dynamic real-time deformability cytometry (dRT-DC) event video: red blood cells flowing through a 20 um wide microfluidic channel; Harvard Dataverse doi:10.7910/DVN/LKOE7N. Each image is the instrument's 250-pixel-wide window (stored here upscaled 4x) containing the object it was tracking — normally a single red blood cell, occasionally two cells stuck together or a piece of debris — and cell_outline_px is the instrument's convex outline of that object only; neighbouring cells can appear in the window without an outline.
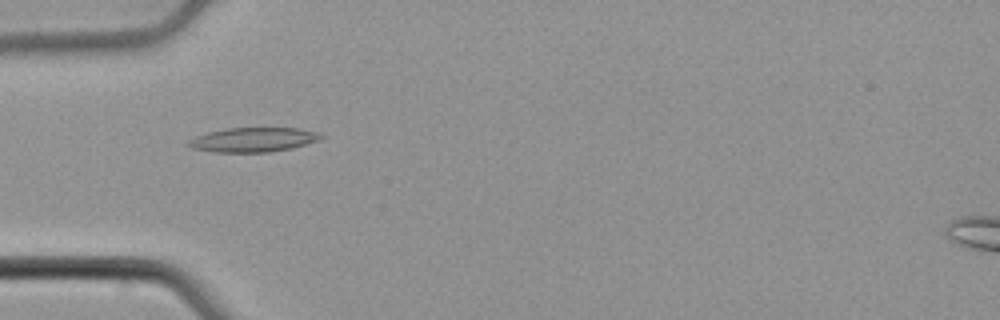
{"species": "common noctule bat (a hibernating species)", "species_latin": "Nyctalus noctula", "temperature_condition": "cold", "stored_images_in_passage": 46, "camera_frame_rate_fps": 3000, "um_per_image_px": 0.085, "animal": {"sex": "male", "body_mass_g": 21.5, "forearm_length_mm": 52.0}, "frame": {"image": 1, "passage_image": 9, "time_ms": 2.667, "image_size_px": [1000, 320], "cell_outline_px": [[324, 136], [320, 140], [292, 148], [268, 152], [216, 152], [192, 148], [184, 144], [188, 140], [196, 136], [208, 132], [228, 128], [300, 128], [316, 132]], "centroid_in_image_um": [21.51, 11.87], "position_along_channel_um": 63.5, "area_um2": 18.84}}
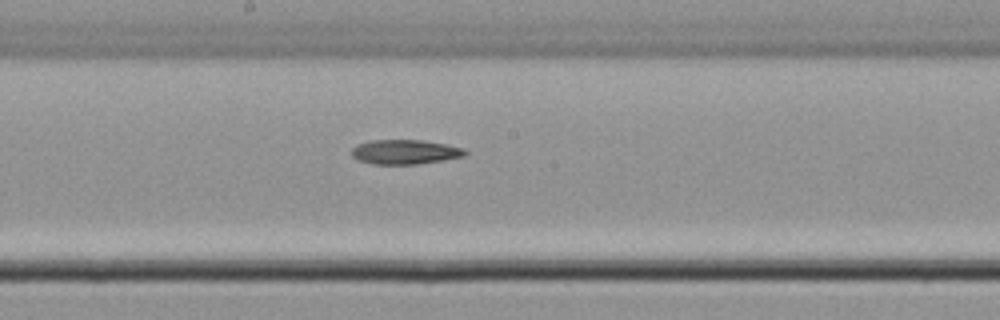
{"frame": {"image": 2, "passage_image": 21, "time_ms": 6.667, "image_size_px": [1000, 320], "cell_outline_px": [[468, 152], [464, 156], [444, 160], [416, 164], [372, 164], [356, 160], [352, 156], [352, 148], [356, 144], [368, 140], [424, 140], [464, 148]], "centroid_in_image_um": [34.39, 12.91], "position_along_channel_um": 213.8, "area_um2": 16.36}}
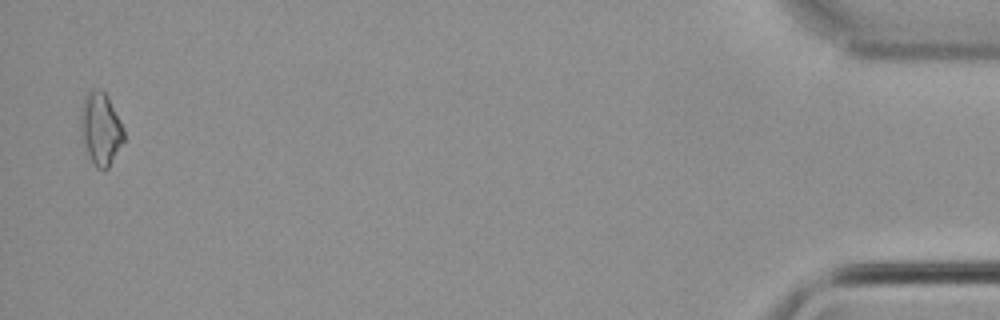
{"frame": {"image": 3, "passage_image": 45, "time_ms": 14.667, "image_size_px": [1000, 320], "cell_outline_px": [[124, 140], [108, 168], [96, 168], [80, 136], [80, 108], [84, 96], [92, 88], [100, 88], [108, 96], [124, 128]], "centroid_in_image_um": [8.54, 10.88], "position_along_channel_um": 426.7, "area_um2": 18.32}}